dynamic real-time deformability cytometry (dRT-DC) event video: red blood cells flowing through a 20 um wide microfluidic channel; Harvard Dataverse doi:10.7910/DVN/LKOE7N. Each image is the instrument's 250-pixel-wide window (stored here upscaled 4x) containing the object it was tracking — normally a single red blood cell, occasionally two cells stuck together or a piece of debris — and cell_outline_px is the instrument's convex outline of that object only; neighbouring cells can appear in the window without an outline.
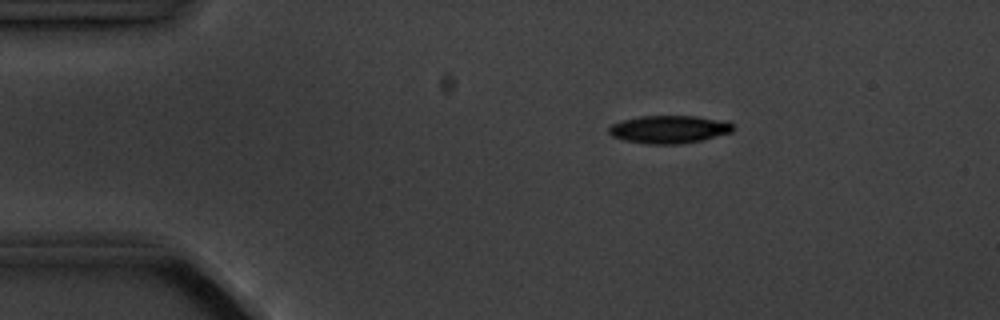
{"species": "common noctule bat (a hibernating species)", "species_latin": "Nyctalus noctula", "temperature_condition": "cold", "stored_images_in_passage": 6, "camera_frame_rate_fps": 3000, "um_per_image_px": 0.085, "animal": {"sex": "male", "body_mass_g": 20.1, "forearm_length_mm": 53.5}, "frame": {"image": 1, "passage_image": 3, "time_ms": 2.667, "image_size_px": [1000, 320], "cell_outline_px": [[736, 128], [732, 132], [704, 140], [680, 144], [648, 144], [624, 140], [612, 136], [608, 132], [608, 128], [612, 124], [624, 120], [640, 116], [696, 116], [728, 120]], "centroid_in_image_um": [56.94, 10.99], "position_along_channel_um": 28.1, "area_um2": 20.4}}